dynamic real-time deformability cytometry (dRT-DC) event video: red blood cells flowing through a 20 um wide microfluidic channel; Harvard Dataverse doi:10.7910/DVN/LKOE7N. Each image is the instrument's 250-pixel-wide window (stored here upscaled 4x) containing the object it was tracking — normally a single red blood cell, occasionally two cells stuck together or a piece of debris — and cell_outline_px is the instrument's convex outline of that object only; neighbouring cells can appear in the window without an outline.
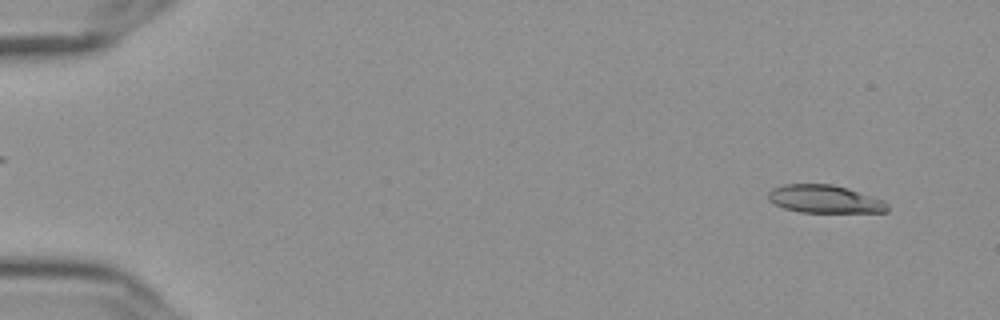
{"species": "Egyptian fruit bat (a non-hibernating species)", "species_latin": "Rousettus aegyptiacus", "temperature_condition": "cold", "stored_images_in_passage": 56, "camera_frame_rate_fps": 3000, "um_per_image_px": 0.085, "frame": {"image": 1, "passage_image": 4, "time_ms": 1.0, "image_size_px": [1000, 320], "cell_outline_px": [[888, 212], [800, 212], [784, 208], [768, 200], [768, 192], [772, 188], [784, 184], [832, 184], [884, 200], [888, 204]], "centroid_in_image_um": [70.08, 16.92], "position_along_channel_um": 14.9, "area_um2": 19.25}}
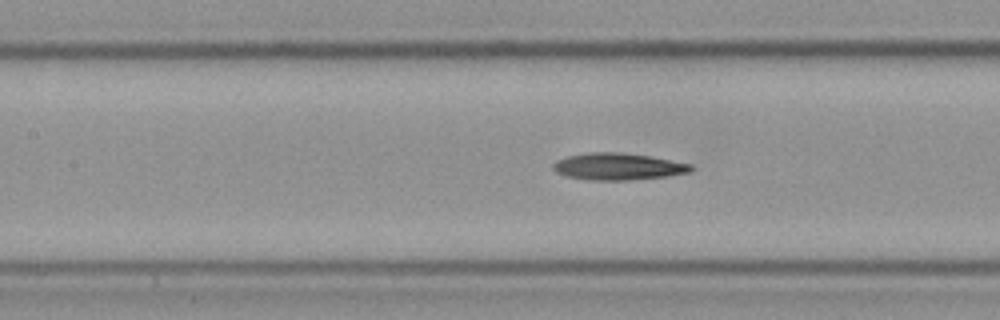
{"frame": {"image": 2, "passage_image": 26, "time_ms": 8.333, "image_size_px": [1000, 320], "cell_outline_px": [[696, 168], [692, 172], [668, 176], [628, 180], [588, 180], [568, 176], [556, 172], [552, 168], [552, 164], [556, 160], [568, 156], [588, 152], [620, 152], [648, 156], [692, 164]], "centroid_in_image_um": [52.55, 14.15], "position_along_channel_um": 154.8, "area_um2": 21.68}}
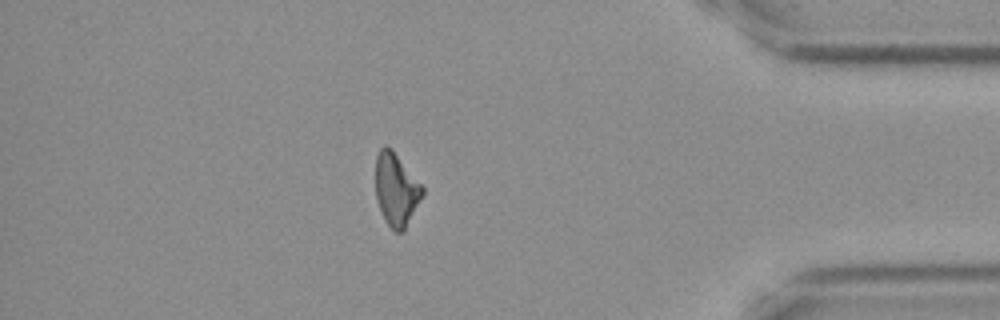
{"frame": {"image": 3, "passage_image": 49, "time_ms": 16.0, "image_size_px": [1000, 320], "cell_outline_px": [[424, 192], [404, 232], [396, 232], [384, 220], [376, 196], [376, 156], [380, 148], [384, 144], [392, 148], [424, 188]], "centroid_in_image_um": [33.67, 16.09], "position_along_channel_um": 401.5, "area_um2": 19.77}}